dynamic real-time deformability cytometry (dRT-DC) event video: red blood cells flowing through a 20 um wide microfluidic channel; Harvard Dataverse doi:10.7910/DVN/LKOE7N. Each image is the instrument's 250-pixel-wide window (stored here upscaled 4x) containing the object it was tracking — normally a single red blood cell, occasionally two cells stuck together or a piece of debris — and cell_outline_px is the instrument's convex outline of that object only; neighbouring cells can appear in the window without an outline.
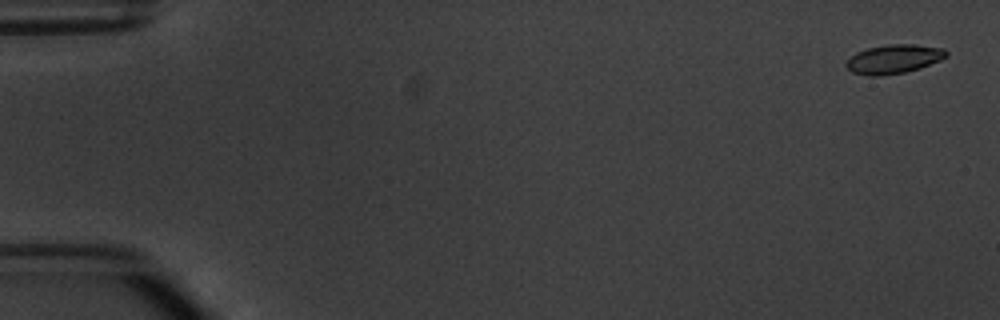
{"species": "common noctule bat (a hibernating species)", "species_latin": "Nyctalus noctula", "temperature_condition": "warm", "stored_images_in_passage": 5, "camera_frame_rate_fps": 3000, "um_per_image_px": 0.085, "animal": {"sex": "male", "body_mass_g": 20.1, "forearm_length_mm": 53.5}, "frame": {"image": 1, "passage_image": 1, "time_ms": 0.0, "image_size_px": [1000, 320], "cell_outline_px": [[948, 56], [940, 60], [920, 68], [904, 72], [880, 76], [868, 76], [852, 72], [844, 64], [856, 52], [868, 48], [888, 44], [912, 44], [944, 48], [948, 52]], "centroid_in_image_um": [75.98, 5.02], "position_along_channel_um": 9.0, "area_um2": 16.88}}